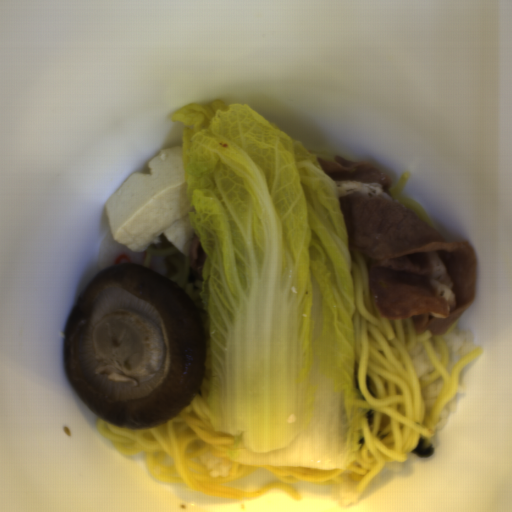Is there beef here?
Wrapping results in <instances>:
<instances>
[{
	"instance_id": "33117281",
	"label": "beef",
	"mask_w": 512,
	"mask_h": 512,
	"mask_svg": "<svg viewBox=\"0 0 512 512\" xmlns=\"http://www.w3.org/2000/svg\"><path fill=\"white\" fill-rule=\"evenodd\" d=\"M317 161L335 183L348 250L364 260L376 311L386 319H411L419 334L444 335L475 300L472 245L446 241L396 201L391 177L376 165L339 155Z\"/></svg>"
}]
</instances>
